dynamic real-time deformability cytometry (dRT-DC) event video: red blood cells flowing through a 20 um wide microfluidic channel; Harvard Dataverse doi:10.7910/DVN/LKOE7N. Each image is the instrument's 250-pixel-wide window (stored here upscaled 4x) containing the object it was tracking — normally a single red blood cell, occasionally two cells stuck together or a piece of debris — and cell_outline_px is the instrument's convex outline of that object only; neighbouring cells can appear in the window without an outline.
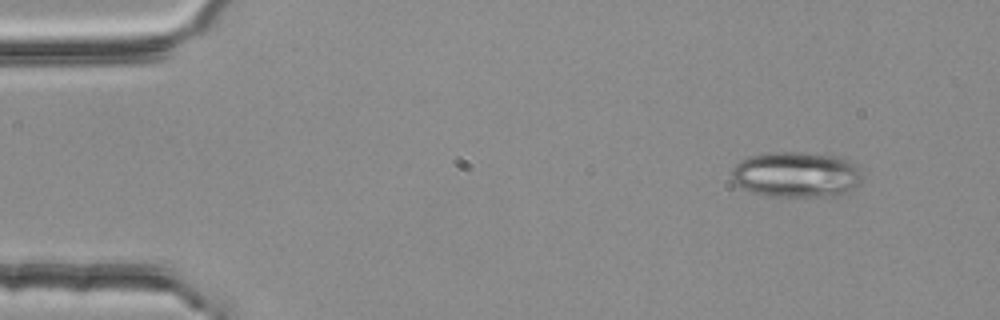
{"species": "common noctule bat (a hibernating species)", "species_latin": "Nyctalus noctula", "temperature_condition": "room temperature", "stored_images_in_passage": 3, "camera_frame_rate_fps": 3000, "um_per_image_px": 0.085, "animal": {"sex": "female", "body_mass_g": 25.1}, "frame": {"image": 1, "passage_image": 1, "time_ms": 0.0, "image_size_px": [1000, 320], "cell_outline_px": [[864, 172], [860, 180], [848, 196], [768, 196], [748, 192], [732, 184], [732, 168], [740, 160], [748, 156], [772, 152], [796, 152], [836, 156], [848, 160], [856, 164]], "centroid_in_image_um": [67.69, 14.86], "position_along_channel_um": 17.3, "area_um2": 35.49}}